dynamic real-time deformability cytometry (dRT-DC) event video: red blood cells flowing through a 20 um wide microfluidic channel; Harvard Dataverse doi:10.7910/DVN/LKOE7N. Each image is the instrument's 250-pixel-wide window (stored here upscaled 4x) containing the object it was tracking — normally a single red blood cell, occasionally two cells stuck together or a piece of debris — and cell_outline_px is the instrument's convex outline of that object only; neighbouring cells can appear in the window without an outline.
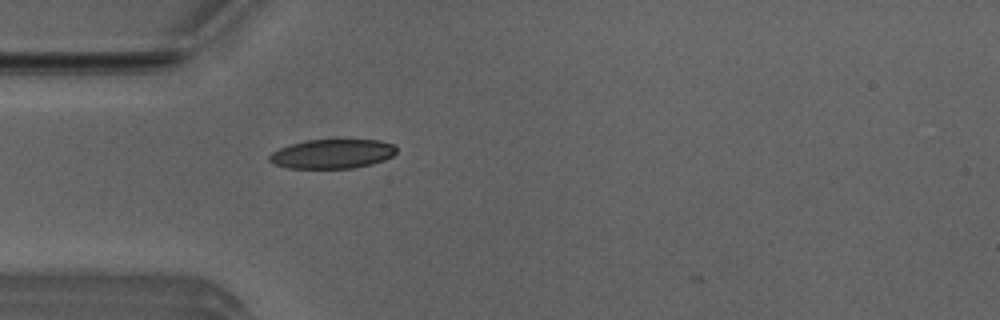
{"species": "Egyptian fruit bat (a non-hibernating species)", "species_latin": "Rousettus aegyptiacus", "temperature_condition": "room temperature", "stored_images_in_passage": 33, "camera_frame_rate_fps": 3000, "um_per_image_px": 0.085, "animal": {"sex": "male"}, "frame": {"image": 1, "passage_image": 2, "time_ms": 0.333, "image_size_px": [1000, 320], "cell_outline_px": [[396, 152], [392, 156], [384, 160], [372, 164], [352, 168], [288, 168], [272, 164], [268, 160], [268, 156], [272, 152], [280, 148], [292, 144], [308, 140], [380, 140], [396, 144]], "centroid_in_image_um": [28.25, 13.08], "position_along_channel_um": 56.7, "area_um2": 21.73}}
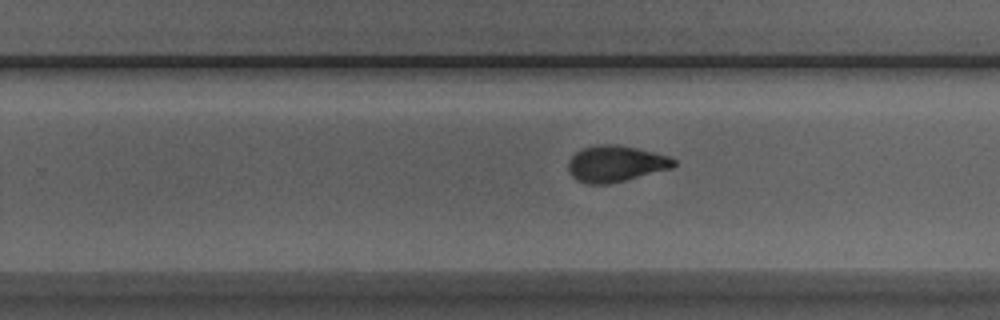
{"frame": {"image": 2, "passage_image": 19, "time_ms": 6.0, "image_size_px": [1000, 320], "cell_outline_px": [[676, 164], [672, 168], [608, 184], [584, 184], [576, 180], [568, 172], [568, 160], [576, 152], [584, 148], [596, 144], [616, 144], [636, 148], [668, 156], [676, 160]], "centroid_in_image_um": [52.29, 13.92], "position_along_channel_um": 277.5, "area_um2": 22.25}}
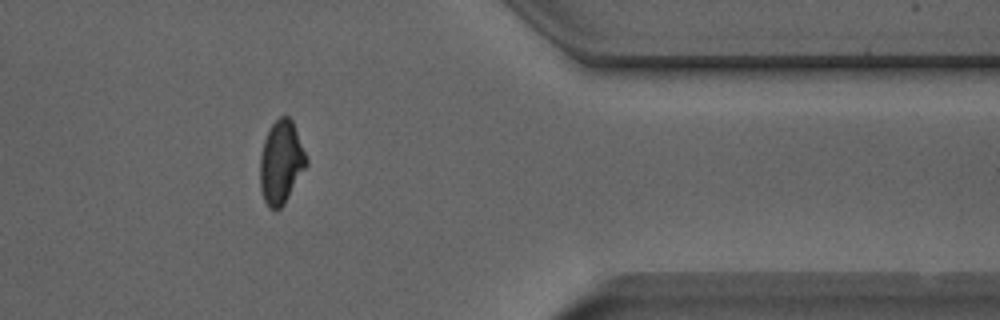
{"frame": {"image": 3, "passage_image": 29, "time_ms": 9.333, "image_size_px": [1000, 320], "cell_outline_px": [[308, 164], [284, 204], [280, 208], [268, 208], [264, 200], [260, 188], [260, 156], [264, 140], [272, 124], [280, 116], [288, 116], [292, 120], [308, 160]], "centroid_in_image_um": [23.89, 13.8], "position_along_channel_um": 387.5, "area_um2": 22.25}}